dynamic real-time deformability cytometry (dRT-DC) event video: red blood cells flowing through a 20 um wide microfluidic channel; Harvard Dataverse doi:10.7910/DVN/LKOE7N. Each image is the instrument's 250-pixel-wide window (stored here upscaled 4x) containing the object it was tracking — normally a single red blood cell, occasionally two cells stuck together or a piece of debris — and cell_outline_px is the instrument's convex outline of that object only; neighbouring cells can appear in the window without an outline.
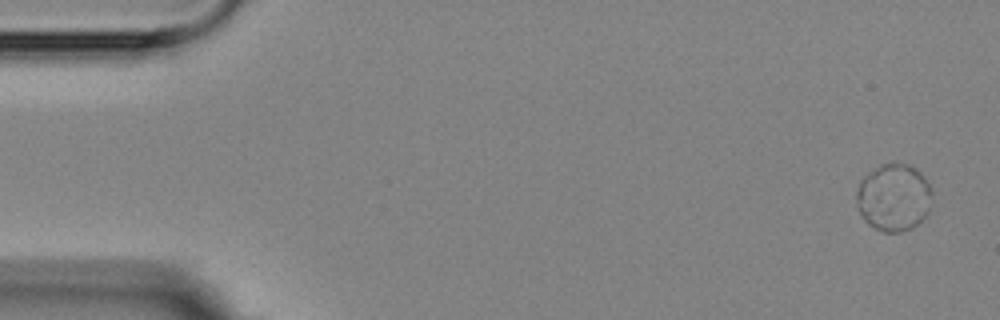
{"species": "Egyptian fruit bat (a non-hibernating species)", "species_latin": "Rousettus aegyptiacus", "temperature_condition": "room temperature", "stored_images_in_passage": 13, "camera_frame_rate_fps": 3000, "um_per_image_px": 0.085, "animal": {"sex": "female"}, "frame": {"image": 1, "passage_image": 1, "time_ms": 0.0, "image_size_px": [1000, 320], "cell_outline_px": [[932, 196], [928, 212], [912, 228], [900, 232], [884, 232], [868, 224], [864, 220], [860, 212], [856, 200], [856, 192], [860, 180], [868, 172], [880, 164], [896, 160], [908, 164], [916, 168], [924, 176], [932, 192]], "centroid_in_image_um": [75.95, 16.73], "position_along_channel_um": 9.0, "area_um2": 30.0}}
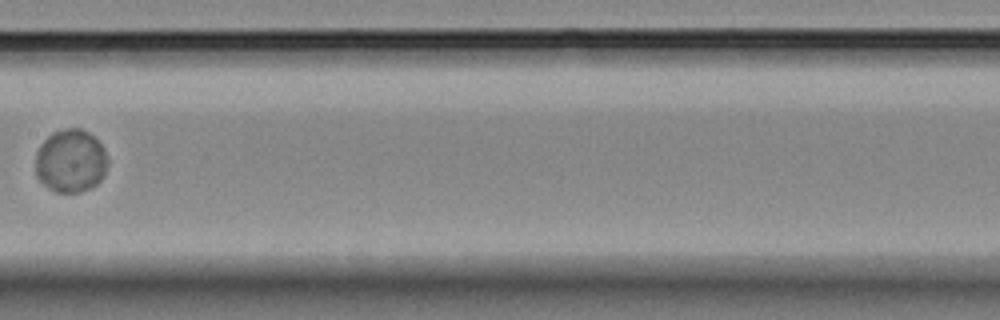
{"frame": {"image": 2, "passage_image": 7, "time_ms": 9.0, "image_size_px": [1000, 320], "cell_outline_px": [[108, 164], [104, 176], [92, 188], [80, 192], [56, 192], [48, 188], [36, 176], [36, 152], [44, 140], [52, 132], [68, 128], [80, 128], [88, 132], [100, 144], [108, 160]], "centroid_in_image_um": [6.0, 13.69], "position_along_channel_um": 201.4, "area_um2": 26.53}}
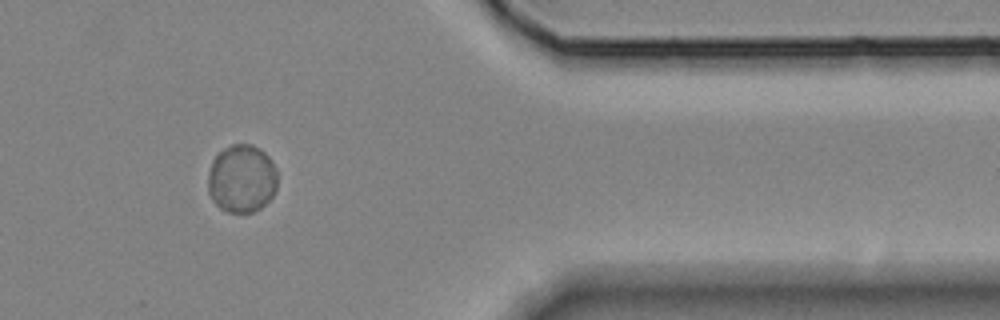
{"frame": {"image": 3, "passage_image": 12, "time_ms": 15.0, "image_size_px": [1000, 320], "cell_outline_px": [[276, 188], [272, 196], [260, 208], [252, 212], [228, 212], [220, 208], [212, 200], [208, 192], [208, 172], [212, 160], [224, 148], [232, 144], [252, 144], [260, 148], [268, 156], [276, 168]], "centroid_in_image_um": [20.53, 15.17], "position_along_channel_um": 390.9, "area_um2": 27.57}, "authors_computed_cell_mechanics": {"area_um2": 27.3972, "velocity_mm_per_s": 3.5072, "shape_relaxation_time_tau1_ms": 5.0707, "shape_relaxation_time_tau2_ms": null, "deformation_change_tau1": 0.0136, "deformation_change_tau2": null}}